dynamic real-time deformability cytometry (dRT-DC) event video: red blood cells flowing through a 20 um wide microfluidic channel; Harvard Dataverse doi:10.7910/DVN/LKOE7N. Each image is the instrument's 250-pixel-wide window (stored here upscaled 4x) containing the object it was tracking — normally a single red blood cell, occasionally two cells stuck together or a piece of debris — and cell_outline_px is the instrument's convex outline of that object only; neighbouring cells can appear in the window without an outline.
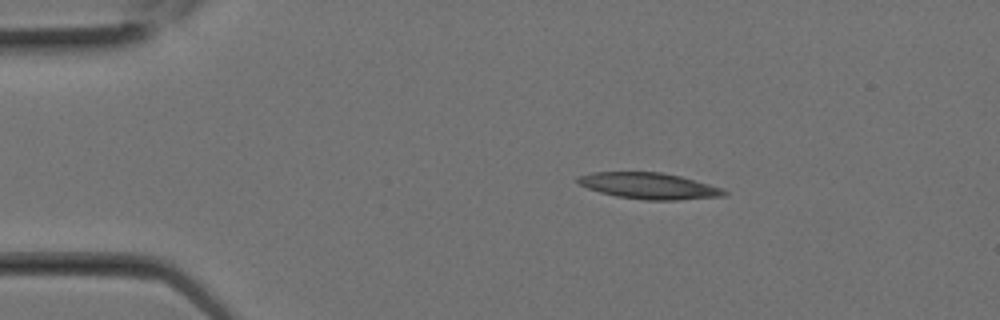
{"species": "Egyptian fruit bat (a non-hibernating species)", "species_latin": "Rousettus aegyptiacus", "temperature_condition": "room temperature", "stored_images_in_passage": 3, "camera_frame_rate_fps": 3000, "um_per_image_px": 0.085, "animal": {"sex": "female"}, "frame": {"image": 1, "passage_image": 3, "time_ms": 0.667, "image_size_px": [1000, 320], "cell_outline_px": [[728, 192], [724, 196], [676, 200], [644, 200], [616, 196], [600, 192], [588, 188], [580, 184], [576, 180], [576, 176], [592, 172], [660, 172], [680, 176], [724, 188]], "centroid_in_image_um": [55.17, 15.8], "position_along_channel_um": 29.8, "area_um2": 22.37}}